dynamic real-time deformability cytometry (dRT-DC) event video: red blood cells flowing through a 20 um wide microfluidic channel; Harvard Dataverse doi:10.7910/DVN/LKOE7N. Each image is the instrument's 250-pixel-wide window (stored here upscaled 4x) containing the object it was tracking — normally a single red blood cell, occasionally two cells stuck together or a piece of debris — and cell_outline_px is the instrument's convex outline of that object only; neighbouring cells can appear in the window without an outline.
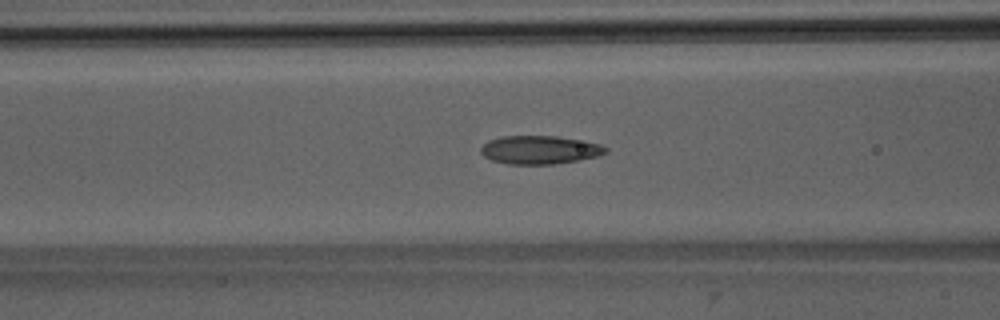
{"species": "Egyptian fruit bat (a non-hibernating species)", "species_latin": "Rousettus aegyptiacus", "temperature_condition": "room temperature", "stored_images_in_passage": 34, "camera_frame_rate_fps": 3000, "um_per_image_px": 0.085, "animal": {"sex": "male"}, "frame": {"image": 1, "passage_image": 20, "time_ms": 6.333, "image_size_px": [1000, 320], "cell_outline_px": [[608, 152], [600, 156], [580, 160], [552, 164], [508, 164], [492, 160], [484, 156], [480, 152], [480, 148], [488, 140], [500, 136], [556, 136], [600, 144], [608, 148]], "centroid_in_image_um": [45.88, 12.74], "position_along_channel_um": 120.7, "area_um2": 20.69}}